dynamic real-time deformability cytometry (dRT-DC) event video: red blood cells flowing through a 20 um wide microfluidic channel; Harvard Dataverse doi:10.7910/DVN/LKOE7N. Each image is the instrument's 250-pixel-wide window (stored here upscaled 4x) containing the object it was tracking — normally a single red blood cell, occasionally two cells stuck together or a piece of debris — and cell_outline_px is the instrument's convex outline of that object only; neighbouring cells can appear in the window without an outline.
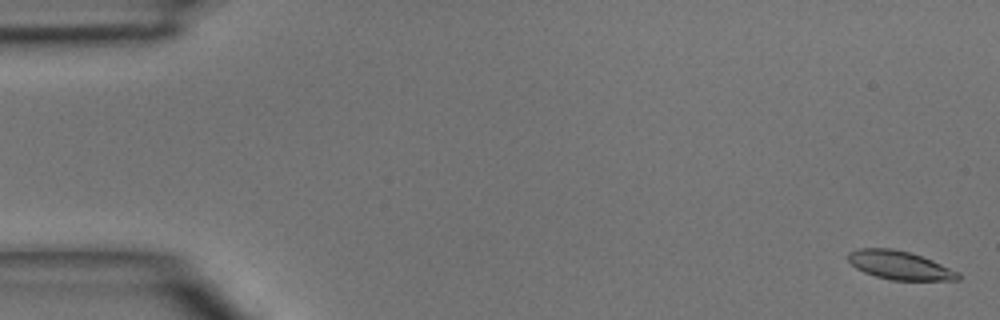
{"species": "common noctule bat (a hibernating species)", "species_latin": "Nyctalus noctula", "temperature_condition": "room temperature", "stored_images_in_passage": 46, "camera_frame_rate_fps": 3000, "um_per_image_px": 0.085, "animal": {"sex": "male", "body_mass_g": 15.6}, "frame": {"image": 1, "passage_image": 1, "time_ms": 0.0, "image_size_px": [1000, 320], "cell_outline_px": [[960, 280], [892, 280], [876, 276], [864, 272], [856, 268], [848, 260], [848, 252], [860, 248], [892, 248], [908, 252], [932, 260], [960, 272]], "centroid_in_image_um": [76.48, 22.55], "position_along_channel_um": 8.5, "area_um2": 18.21}}
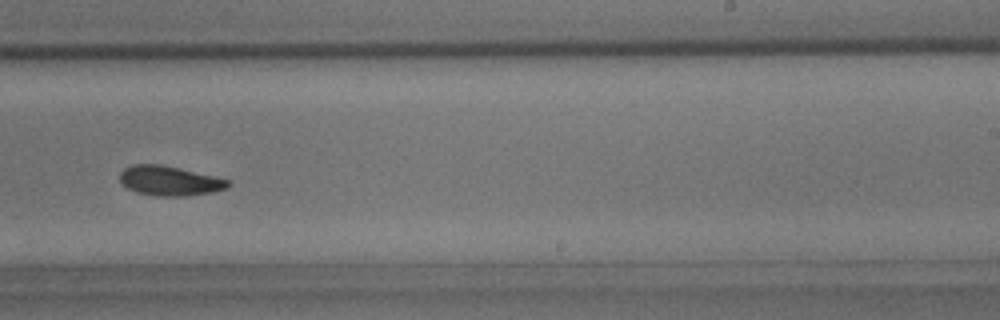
{"frame": {"image": 2, "passage_image": 29, "time_ms": 9.333, "image_size_px": [1000, 320], "cell_outline_px": [[232, 184], [228, 188], [212, 192], [188, 196], [160, 196], [136, 192], [128, 188], [120, 180], [120, 172], [124, 168], [132, 164], [160, 164], [180, 168], [228, 180]], "centroid_in_image_um": [14.41, 15.37], "position_along_channel_um": 274.6, "area_um2": 18.61}}
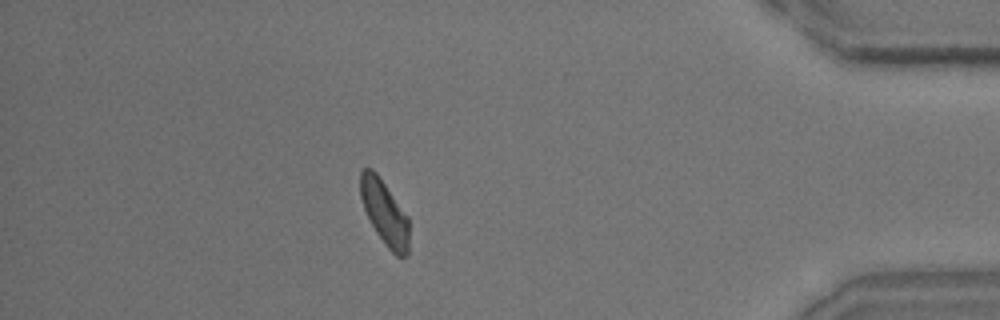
{"frame": {"image": 3, "passage_image": 41, "time_ms": 13.333, "image_size_px": [1000, 320], "cell_outline_px": [[408, 256], [396, 256], [384, 244], [376, 232], [364, 208], [360, 196], [360, 172], [364, 168], [372, 168], [376, 172], [408, 216]], "centroid_in_image_um": [32.68, 18.07], "position_along_channel_um": 402.5, "area_um2": 18.15}}